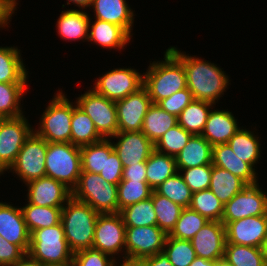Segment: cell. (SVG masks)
Listing matches in <instances>:
<instances>
[{"mask_svg":"<svg viewBox=\"0 0 267 266\" xmlns=\"http://www.w3.org/2000/svg\"><path fill=\"white\" fill-rule=\"evenodd\" d=\"M168 49L183 63L187 88L191 91L193 99L215 104L229 83L224 71L214 63L186 56L175 47Z\"/></svg>","mask_w":267,"mask_h":266,"instance_id":"obj_1","label":"cell"},{"mask_svg":"<svg viewBox=\"0 0 267 266\" xmlns=\"http://www.w3.org/2000/svg\"><path fill=\"white\" fill-rule=\"evenodd\" d=\"M164 56L165 61L150 63L143 75V87L154 104L187 88L183 63L169 49Z\"/></svg>","mask_w":267,"mask_h":266,"instance_id":"obj_2","label":"cell"},{"mask_svg":"<svg viewBox=\"0 0 267 266\" xmlns=\"http://www.w3.org/2000/svg\"><path fill=\"white\" fill-rule=\"evenodd\" d=\"M66 205L62 208L61 223L71 251L76 253L92 247L96 220L100 213L73 197Z\"/></svg>","mask_w":267,"mask_h":266,"instance_id":"obj_3","label":"cell"},{"mask_svg":"<svg viewBox=\"0 0 267 266\" xmlns=\"http://www.w3.org/2000/svg\"><path fill=\"white\" fill-rule=\"evenodd\" d=\"M27 254L43 265L71 263L73 252L65 238L62 223L34 230L30 233V245Z\"/></svg>","mask_w":267,"mask_h":266,"instance_id":"obj_4","label":"cell"},{"mask_svg":"<svg viewBox=\"0 0 267 266\" xmlns=\"http://www.w3.org/2000/svg\"><path fill=\"white\" fill-rule=\"evenodd\" d=\"M72 197L87 203L100 214L119 213L117 185L97 173L81 172Z\"/></svg>","mask_w":267,"mask_h":266,"instance_id":"obj_5","label":"cell"},{"mask_svg":"<svg viewBox=\"0 0 267 266\" xmlns=\"http://www.w3.org/2000/svg\"><path fill=\"white\" fill-rule=\"evenodd\" d=\"M46 176L59 181L71 191L82 172L80 147L72 143H49L45 157Z\"/></svg>","mask_w":267,"mask_h":266,"instance_id":"obj_6","label":"cell"},{"mask_svg":"<svg viewBox=\"0 0 267 266\" xmlns=\"http://www.w3.org/2000/svg\"><path fill=\"white\" fill-rule=\"evenodd\" d=\"M73 105L62 92L55 95L42 115L35 133L49 143H70Z\"/></svg>","mask_w":267,"mask_h":266,"instance_id":"obj_7","label":"cell"},{"mask_svg":"<svg viewBox=\"0 0 267 266\" xmlns=\"http://www.w3.org/2000/svg\"><path fill=\"white\" fill-rule=\"evenodd\" d=\"M76 104L91 118L103 139H107V136L112 138L118 132L115 101L89 90L78 97Z\"/></svg>","mask_w":267,"mask_h":266,"instance_id":"obj_8","label":"cell"},{"mask_svg":"<svg viewBox=\"0 0 267 266\" xmlns=\"http://www.w3.org/2000/svg\"><path fill=\"white\" fill-rule=\"evenodd\" d=\"M47 141L38 136L34 131L27 138L19 151L13 165L9 168L15 171L24 182L46 176L45 157Z\"/></svg>","mask_w":267,"mask_h":266,"instance_id":"obj_9","label":"cell"},{"mask_svg":"<svg viewBox=\"0 0 267 266\" xmlns=\"http://www.w3.org/2000/svg\"><path fill=\"white\" fill-rule=\"evenodd\" d=\"M24 115L0 121V170H8L33 132ZM32 129V130H31Z\"/></svg>","mask_w":267,"mask_h":266,"instance_id":"obj_10","label":"cell"},{"mask_svg":"<svg viewBox=\"0 0 267 266\" xmlns=\"http://www.w3.org/2000/svg\"><path fill=\"white\" fill-rule=\"evenodd\" d=\"M267 215V195L258 183L247 185L224 205L221 222L226 225L250 216Z\"/></svg>","mask_w":267,"mask_h":266,"instance_id":"obj_11","label":"cell"},{"mask_svg":"<svg viewBox=\"0 0 267 266\" xmlns=\"http://www.w3.org/2000/svg\"><path fill=\"white\" fill-rule=\"evenodd\" d=\"M92 247L110 256L126 248V226L120 213L98 215Z\"/></svg>","mask_w":267,"mask_h":266,"instance_id":"obj_12","label":"cell"},{"mask_svg":"<svg viewBox=\"0 0 267 266\" xmlns=\"http://www.w3.org/2000/svg\"><path fill=\"white\" fill-rule=\"evenodd\" d=\"M142 87L143 75L131 68H119L100 77L93 90L116 102L137 92Z\"/></svg>","mask_w":267,"mask_h":266,"instance_id":"obj_13","label":"cell"},{"mask_svg":"<svg viewBox=\"0 0 267 266\" xmlns=\"http://www.w3.org/2000/svg\"><path fill=\"white\" fill-rule=\"evenodd\" d=\"M167 236L158 226L126 227L125 257L143 259L163 252Z\"/></svg>","mask_w":267,"mask_h":266,"instance_id":"obj_14","label":"cell"},{"mask_svg":"<svg viewBox=\"0 0 267 266\" xmlns=\"http://www.w3.org/2000/svg\"><path fill=\"white\" fill-rule=\"evenodd\" d=\"M152 103L144 87L116 101L118 132L142 131L144 116Z\"/></svg>","mask_w":267,"mask_h":266,"instance_id":"obj_15","label":"cell"},{"mask_svg":"<svg viewBox=\"0 0 267 266\" xmlns=\"http://www.w3.org/2000/svg\"><path fill=\"white\" fill-rule=\"evenodd\" d=\"M225 233L226 243L262 248L267 237V215L228 222Z\"/></svg>","mask_w":267,"mask_h":266,"instance_id":"obj_16","label":"cell"},{"mask_svg":"<svg viewBox=\"0 0 267 266\" xmlns=\"http://www.w3.org/2000/svg\"><path fill=\"white\" fill-rule=\"evenodd\" d=\"M225 225L220 221H209L192 238L196 257L222 261L226 246Z\"/></svg>","mask_w":267,"mask_h":266,"instance_id":"obj_17","label":"cell"},{"mask_svg":"<svg viewBox=\"0 0 267 266\" xmlns=\"http://www.w3.org/2000/svg\"><path fill=\"white\" fill-rule=\"evenodd\" d=\"M114 137L119 138V141L112 145L123 167L146 162L155 150V145L142 131L117 132Z\"/></svg>","mask_w":267,"mask_h":266,"instance_id":"obj_18","label":"cell"},{"mask_svg":"<svg viewBox=\"0 0 267 266\" xmlns=\"http://www.w3.org/2000/svg\"><path fill=\"white\" fill-rule=\"evenodd\" d=\"M28 202L37 206L63 208L72 197V191L59 181L51 177H41L27 183Z\"/></svg>","mask_w":267,"mask_h":266,"instance_id":"obj_19","label":"cell"},{"mask_svg":"<svg viewBox=\"0 0 267 266\" xmlns=\"http://www.w3.org/2000/svg\"><path fill=\"white\" fill-rule=\"evenodd\" d=\"M0 235L19 246L26 254L30 245V233L21 208L0 202Z\"/></svg>","mask_w":267,"mask_h":266,"instance_id":"obj_20","label":"cell"},{"mask_svg":"<svg viewBox=\"0 0 267 266\" xmlns=\"http://www.w3.org/2000/svg\"><path fill=\"white\" fill-rule=\"evenodd\" d=\"M212 165L231 172L248 185L257 183L255 169L249 163L241 160L228 143L212 146Z\"/></svg>","mask_w":267,"mask_h":266,"instance_id":"obj_21","label":"cell"},{"mask_svg":"<svg viewBox=\"0 0 267 266\" xmlns=\"http://www.w3.org/2000/svg\"><path fill=\"white\" fill-rule=\"evenodd\" d=\"M237 120L231 112L225 110L210 111L201 136L212 146L228 143L239 130Z\"/></svg>","mask_w":267,"mask_h":266,"instance_id":"obj_22","label":"cell"},{"mask_svg":"<svg viewBox=\"0 0 267 266\" xmlns=\"http://www.w3.org/2000/svg\"><path fill=\"white\" fill-rule=\"evenodd\" d=\"M95 17L122 27L130 36L133 24V11L126 0H93Z\"/></svg>","mask_w":267,"mask_h":266,"instance_id":"obj_23","label":"cell"},{"mask_svg":"<svg viewBox=\"0 0 267 266\" xmlns=\"http://www.w3.org/2000/svg\"><path fill=\"white\" fill-rule=\"evenodd\" d=\"M176 158L177 170L212 164V145L201 135H193Z\"/></svg>","mask_w":267,"mask_h":266,"instance_id":"obj_24","label":"cell"},{"mask_svg":"<svg viewBox=\"0 0 267 266\" xmlns=\"http://www.w3.org/2000/svg\"><path fill=\"white\" fill-rule=\"evenodd\" d=\"M248 184L231 172L212 165L209 189L225 205Z\"/></svg>","mask_w":267,"mask_h":266,"instance_id":"obj_25","label":"cell"},{"mask_svg":"<svg viewBox=\"0 0 267 266\" xmlns=\"http://www.w3.org/2000/svg\"><path fill=\"white\" fill-rule=\"evenodd\" d=\"M89 31L88 41H94L104 48L122 49L130 39V35L122 27L98 19L89 26Z\"/></svg>","mask_w":267,"mask_h":266,"instance_id":"obj_26","label":"cell"},{"mask_svg":"<svg viewBox=\"0 0 267 266\" xmlns=\"http://www.w3.org/2000/svg\"><path fill=\"white\" fill-rule=\"evenodd\" d=\"M178 124V117L152 103L143 119L142 132L155 144L162 135Z\"/></svg>","mask_w":267,"mask_h":266,"instance_id":"obj_27","label":"cell"},{"mask_svg":"<svg viewBox=\"0 0 267 266\" xmlns=\"http://www.w3.org/2000/svg\"><path fill=\"white\" fill-rule=\"evenodd\" d=\"M90 21L86 12L77 9L62 11L57 21L58 32L64 39L79 40L85 38L88 40Z\"/></svg>","mask_w":267,"mask_h":266,"instance_id":"obj_28","label":"cell"},{"mask_svg":"<svg viewBox=\"0 0 267 266\" xmlns=\"http://www.w3.org/2000/svg\"><path fill=\"white\" fill-rule=\"evenodd\" d=\"M27 74L17 47H0V83H26Z\"/></svg>","mask_w":267,"mask_h":266,"instance_id":"obj_29","label":"cell"},{"mask_svg":"<svg viewBox=\"0 0 267 266\" xmlns=\"http://www.w3.org/2000/svg\"><path fill=\"white\" fill-rule=\"evenodd\" d=\"M177 172L176 158L156 150L146 161L147 183L153 190Z\"/></svg>","mask_w":267,"mask_h":266,"instance_id":"obj_30","label":"cell"},{"mask_svg":"<svg viewBox=\"0 0 267 266\" xmlns=\"http://www.w3.org/2000/svg\"><path fill=\"white\" fill-rule=\"evenodd\" d=\"M102 139L91 118L81 108L75 105L71 119L70 143L81 147L96 143Z\"/></svg>","mask_w":267,"mask_h":266,"instance_id":"obj_31","label":"cell"},{"mask_svg":"<svg viewBox=\"0 0 267 266\" xmlns=\"http://www.w3.org/2000/svg\"><path fill=\"white\" fill-rule=\"evenodd\" d=\"M21 210L29 233L37 229L55 226L61 222L62 208L59 207L37 206L28 203Z\"/></svg>","mask_w":267,"mask_h":266,"instance_id":"obj_32","label":"cell"},{"mask_svg":"<svg viewBox=\"0 0 267 266\" xmlns=\"http://www.w3.org/2000/svg\"><path fill=\"white\" fill-rule=\"evenodd\" d=\"M211 105L210 102L193 99L178 116V124L192 135H201Z\"/></svg>","mask_w":267,"mask_h":266,"instance_id":"obj_33","label":"cell"},{"mask_svg":"<svg viewBox=\"0 0 267 266\" xmlns=\"http://www.w3.org/2000/svg\"><path fill=\"white\" fill-rule=\"evenodd\" d=\"M110 139H102L96 143L80 147L82 172L99 174L104 170L106 156L114 150Z\"/></svg>","mask_w":267,"mask_h":266,"instance_id":"obj_34","label":"cell"},{"mask_svg":"<svg viewBox=\"0 0 267 266\" xmlns=\"http://www.w3.org/2000/svg\"><path fill=\"white\" fill-rule=\"evenodd\" d=\"M229 266H267L262 248L226 243L224 259Z\"/></svg>","mask_w":267,"mask_h":266,"instance_id":"obj_35","label":"cell"},{"mask_svg":"<svg viewBox=\"0 0 267 266\" xmlns=\"http://www.w3.org/2000/svg\"><path fill=\"white\" fill-rule=\"evenodd\" d=\"M120 214L126 227L157 226L152 195L146 200L123 208Z\"/></svg>","mask_w":267,"mask_h":266,"instance_id":"obj_36","label":"cell"},{"mask_svg":"<svg viewBox=\"0 0 267 266\" xmlns=\"http://www.w3.org/2000/svg\"><path fill=\"white\" fill-rule=\"evenodd\" d=\"M259 137H255L251 131L239 129L228 141L232 151L243 161L254 166L260 157Z\"/></svg>","mask_w":267,"mask_h":266,"instance_id":"obj_37","label":"cell"},{"mask_svg":"<svg viewBox=\"0 0 267 266\" xmlns=\"http://www.w3.org/2000/svg\"><path fill=\"white\" fill-rule=\"evenodd\" d=\"M152 201L157 218V226L169 234L175 227L183 207L158 194L155 190L152 192Z\"/></svg>","mask_w":267,"mask_h":266,"instance_id":"obj_38","label":"cell"},{"mask_svg":"<svg viewBox=\"0 0 267 266\" xmlns=\"http://www.w3.org/2000/svg\"><path fill=\"white\" fill-rule=\"evenodd\" d=\"M27 83H0V117L16 118L22 116L19 101L26 90Z\"/></svg>","mask_w":267,"mask_h":266,"instance_id":"obj_39","label":"cell"},{"mask_svg":"<svg viewBox=\"0 0 267 266\" xmlns=\"http://www.w3.org/2000/svg\"><path fill=\"white\" fill-rule=\"evenodd\" d=\"M208 222L209 220L206 217L190 207L183 208L175 227L168 235L180 240H192L196 233Z\"/></svg>","mask_w":267,"mask_h":266,"instance_id":"obj_40","label":"cell"},{"mask_svg":"<svg viewBox=\"0 0 267 266\" xmlns=\"http://www.w3.org/2000/svg\"><path fill=\"white\" fill-rule=\"evenodd\" d=\"M190 208L197 211L209 221L222 220L224 204L210 189L192 193Z\"/></svg>","mask_w":267,"mask_h":266,"instance_id":"obj_41","label":"cell"},{"mask_svg":"<svg viewBox=\"0 0 267 266\" xmlns=\"http://www.w3.org/2000/svg\"><path fill=\"white\" fill-rule=\"evenodd\" d=\"M155 191L183 208L190 207L192 201V192L189 186L183 180L179 171L178 173L167 178L155 189Z\"/></svg>","mask_w":267,"mask_h":266,"instance_id":"obj_42","label":"cell"},{"mask_svg":"<svg viewBox=\"0 0 267 266\" xmlns=\"http://www.w3.org/2000/svg\"><path fill=\"white\" fill-rule=\"evenodd\" d=\"M117 188L119 213L127 206L150 198L153 192L147 181L121 180Z\"/></svg>","mask_w":267,"mask_h":266,"instance_id":"obj_43","label":"cell"},{"mask_svg":"<svg viewBox=\"0 0 267 266\" xmlns=\"http://www.w3.org/2000/svg\"><path fill=\"white\" fill-rule=\"evenodd\" d=\"M163 252L173 266H190L196 258L191 240H180L167 236Z\"/></svg>","mask_w":267,"mask_h":266,"instance_id":"obj_44","label":"cell"},{"mask_svg":"<svg viewBox=\"0 0 267 266\" xmlns=\"http://www.w3.org/2000/svg\"><path fill=\"white\" fill-rule=\"evenodd\" d=\"M192 136V134L177 124L166 131L154 144L155 150L176 157Z\"/></svg>","mask_w":267,"mask_h":266,"instance_id":"obj_45","label":"cell"},{"mask_svg":"<svg viewBox=\"0 0 267 266\" xmlns=\"http://www.w3.org/2000/svg\"><path fill=\"white\" fill-rule=\"evenodd\" d=\"M182 176L192 193L209 189L212 174V164L182 169Z\"/></svg>","mask_w":267,"mask_h":266,"instance_id":"obj_46","label":"cell"},{"mask_svg":"<svg viewBox=\"0 0 267 266\" xmlns=\"http://www.w3.org/2000/svg\"><path fill=\"white\" fill-rule=\"evenodd\" d=\"M108 256L110 255L103 253L97 248L90 247L74 253L72 262L74 266H114L116 263L113 259L114 257L112 256V259H109Z\"/></svg>","mask_w":267,"mask_h":266,"instance_id":"obj_47","label":"cell"},{"mask_svg":"<svg viewBox=\"0 0 267 266\" xmlns=\"http://www.w3.org/2000/svg\"><path fill=\"white\" fill-rule=\"evenodd\" d=\"M193 100L191 91L188 88L177 91L170 97L159 101L158 106L166 112L179 116L183 109Z\"/></svg>","mask_w":267,"mask_h":266,"instance_id":"obj_48","label":"cell"},{"mask_svg":"<svg viewBox=\"0 0 267 266\" xmlns=\"http://www.w3.org/2000/svg\"><path fill=\"white\" fill-rule=\"evenodd\" d=\"M123 165L115 150L106 156L104 170L99 173L107 182L118 185L122 180Z\"/></svg>","mask_w":267,"mask_h":266,"instance_id":"obj_49","label":"cell"},{"mask_svg":"<svg viewBox=\"0 0 267 266\" xmlns=\"http://www.w3.org/2000/svg\"><path fill=\"white\" fill-rule=\"evenodd\" d=\"M25 254L19 246L8 242L0 235V266H11Z\"/></svg>","mask_w":267,"mask_h":266,"instance_id":"obj_50","label":"cell"},{"mask_svg":"<svg viewBox=\"0 0 267 266\" xmlns=\"http://www.w3.org/2000/svg\"><path fill=\"white\" fill-rule=\"evenodd\" d=\"M122 180L147 181L146 162L123 167Z\"/></svg>","mask_w":267,"mask_h":266,"instance_id":"obj_51","label":"cell"},{"mask_svg":"<svg viewBox=\"0 0 267 266\" xmlns=\"http://www.w3.org/2000/svg\"><path fill=\"white\" fill-rule=\"evenodd\" d=\"M16 0H0V27H5L16 9Z\"/></svg>","mask_w":267,"mask_h":266,"instance_id":"obj_52","label":"cell"},{"mask_svg":"<svg viewBox=\"0 0 267 266\" xmlns=\"http://www.w3.org/2000/svg\"><path fill=\"white\" fill-rule=\"evenodd\" d=\"M145 266H173L164 252L143 258Z\"/></svg>","mask_w":267,"mask_h":266,"instance_id":"obj_53","label":"cell"},{"mask_svg":"<svg viewBox=\"0 0 267 266\" xmlns=\"http://www.w3.org/2000/svg\"><path fill=\"white\" fill-rule=\"evenodd\" d=\"M11 266H44L38 260L33 259L28 254H25L20 260Z\"/></svg>","mask_w":267,"mask_h":266,"instance_id":"obj_54","label":"cell"},{"mask_svg":"<svg viewBox=\"0 0 267 266\" xmlns=\"http://www.w3.org/2000/svg\"><path fill=\"white\" fill-rule=\"evenodd\" d=\"M218 261L216 260H206L204 258L196 257L190 266H215Z\"/></svg>","mask_w":267,"mask_h":266,"instance_id":"obj_55","label":"cell"},{"mask_svg":"<svg viewBox=\"0 0 267 266\" xmlns=\"http://www.w3.org/2000/svg\"><path fill=\"white\" fill-rule=\"evenodd\" d=\"M114 266L116 265L114 264ZM120 266H145V264L143 259L129 258L124 256V262Z\"/></svg>","mask_w":267,"mask_h":266,"instance_id":"obj_56","label":"cell"},{"mask_svg":"<svg viewBox=\"0 0 267 266\" xmlns=\"http://www.w3.org/2000/svg\"><path fill=\"white\" fill-rule=\"evenodd\" d=\"M70 2L76 4L77 6L81 7L82 9L85 7H89L92 5L93 0H68L67 5L70 4Z\"/></svg>","mask_w":267,"mask_h":266,"instance_id":"obj_57","label":"cell"},{"mask_svg":"<svg viewBox=\"0 0 267 266\" xmlns=\"http://www.w3.org/2000/svg\"><path fill=\"white\" fill-rule=\"evenodd\" d=\"M263 255L265 257V261L267 264V237L264 240L263 246H262Z\"/></svg>","mask_w":267,"mask_h":266,"instance_id":"obj_58","label":"cell"},{"mask_svg":"<svg viewBox=\"0 0 267 266\" xmlns=\"http://www.w3.org/2000/svg\"><path fill=\"white\" fill-rule=\"evenodd\" d=\"M44 266H74L73 262L71 263H62V264H46Z\"/></svg>","mask_w":267,"mask_h":266,"instance_id":"obj_59","label":"cell"},{"mask_svg":"<svg viewBox=\"0 0 267 266\" xmlns=\"http://www.w3.org/2000/svg\"><path fill=\"white\" fill-rule=\"evenodd\" d=\"M215 266H229L225 261H219Z\"/></svg>","mask_w":267,"mask_h":266,"instance_id":"obj_60","label":"cell"}]
</instances>
